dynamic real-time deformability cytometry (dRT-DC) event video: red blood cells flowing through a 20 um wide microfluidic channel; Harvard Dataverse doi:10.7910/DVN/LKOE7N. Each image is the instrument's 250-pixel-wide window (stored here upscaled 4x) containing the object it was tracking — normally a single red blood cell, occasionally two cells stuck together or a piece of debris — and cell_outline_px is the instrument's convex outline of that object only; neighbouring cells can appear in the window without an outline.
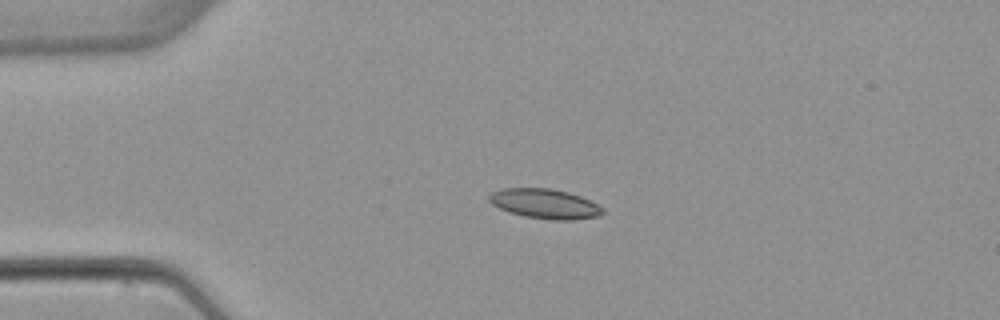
{"species": "common noctule bat (a hibernating species)", "species_latin": "Nyctalus noctula", "temperature_condition": "warm", "stored_images_in_passage": 5, "camera_frame_rate_fps": 3000, "um_per_image_px": 0.085, "animal": {"sex": "female", "body_mass_g": 22.7, "forearm_length_mm": 54.2}, "frame": {"image": 1, "passage_image": 3, "time_ms": 3.333, "image_size_px": [1000, 320], "cell_outline_px": [[604, 212], [600, 216], [572, 220], [552, 220], [524, 216], [508, 212], [492, 204], [488, 200], [488, 196], [492, 192], [504, 188], [552, 188], [568, 192], [580, 196], [604, 208]], "centroid_in_image_um": [46.31, 17.32], "position_along_channel_um": 38.7, "area_um2": 19.71}}
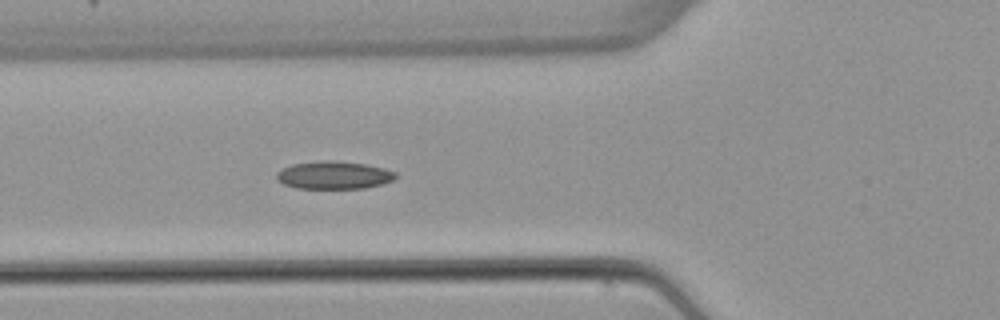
{"frame": {"image": 2, "passage_image": 5, "time_ms": 5.667, "image_size_px": [1000, 320], "cell_outline_px": [[396, 176], [392, 180], [380, 184], [364, 188], [296, 188], [284, 184], [276, 180], [276, 172], [292, 164], [324, 160], [336, 160], [368, 164], [384, 168], [396, 172]], "centroid_in_image_um": [28.36, 14.87], "position_along_channel_um": 97.4, "area_um2": 19.31}}